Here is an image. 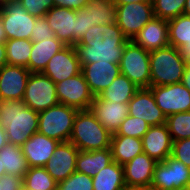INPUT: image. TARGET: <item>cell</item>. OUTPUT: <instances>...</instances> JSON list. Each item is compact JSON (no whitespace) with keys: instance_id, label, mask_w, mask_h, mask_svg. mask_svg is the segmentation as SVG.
Instances as JSON below:
<instances>
[{"instance_id":"cell-37","label":"cell","mask_w":190,"mask_h":190,"mask_svg":"<svg viewBox=\"0 0 190 190\" xmlns=\"http://www.w3.org/2000/svg\"><path fill=\"white\" fill-rule=\"evenodd\" d=\"M56 190H93L92 177L75 171L66 180L58 182Z\"/></svg>"},{"instance_id":"cell-16","label":"cell","mask_w":190,"mask_h":190,"mask_svg":"<svg viewBox=\"0 0 190 190\" xmlns=\"http://www.w3.org/2000/svg\"><path fill=\"white\" fill-rule=\"evenodd\" d=\"M30 74L26 67L4 65L0 69V100H22Z\"/></svg>"},{"instance_id":"cell-23","label":"cell","mask_w":190,"mask_h":190,"mask_svg":"<svg viewBox=\"0 0 190 190\" xmlns=\"http://www.w3.org/2000/svg\"><path fill=\"white\" fill-rule=\"evenodd\" d=\"M132 41L148 51L169 46L168 21L153 17Z\"/></svg>"},{"instance_id":"cell-27","label":"cell","mask_w":190,"mask_h":190,"mask_svg":"<svg viewBox=\"0 0 190 190\" xmlns=\"http://www.w3.org/2000/svg\"><path fill=\"white\" fill-rule=\"evenodd\" d=\"M93 190H126L123 165L113 161L92 178Z\"/></svg>"},{"instance_id":"cell-52","label":"cell","mask_w":190,"mask_h":190,"mask_svg":"<svg viewBox=\"0 0 190 190\" xmlns=\"http://www.w3.org/2000/svg\"><path fill=\"white\" fill-rule=\"evenodd\" d=\"M14 1H19V0H0V7L7 3L14 2Z\"/></svg>"},{"instance_id":"cell-6","label":"cell","mask_w":190,"mask_h":190,"mask_svg":"<svg viewBox=\"0 0 190 190\" xmlns=\"http://www.w3.org/2000/svg\"><path fill=\"white\" fill-rule=\"evenodd\" d=\"M150 51L136 45L132 40L124 48L120 72L138 88H150Z\"/></svg>"},{"instance_id":"cell-20","label":"cell","mask_w":190,"mask_h":190,"mask_svg":"<svg viewBox=\"0 0 190 190\" xmlns=\"http://www.w3.org/2000/svg\"><path fill=\"white\" fill-rule=\"evenodd\" d=\"M143 152L156 162H163L172 153V139L166 124L150 126L141 138Z\"/></svg>"},{"instance_id":"cell-11","label":"cell","mask_w":190,"mask_h":190,"mask_svg":"<svg viewBox=\"0 0 190 190\" xmlns=\"http://www.w3.org/2000/svg\"><path fill=\"white\" fill-rule=\"evenodd\" d=\"M56 89L59 103L78 110L89 109L95 97L91 93L82 72L56 83Z\"/></svg>"},{"instance_id":"cell-18","label":"cell","mask_w":190,"mask_h":190,"mask_svg":"<svg viewBox=\"0 0 190 190\" xmlns=\"http://www.w3.org/2000/svg\"><path fill=\"white\" fill-rule=\"evenodd\" d=\"M81 72L94 96H99L121 74L120 65L111 62L84 64Z\"/></svg>"},{"instance_id":"cell-5","label":"cell","mask_w":190,"mask_h":190,"mask_svg":"<svg viewBox=\"0 0 190 190\" xmlns=\"http://www.w3.org/2000/svg\"><path fill=\"white\" fill-rule=\"evenodd\" d=\"M79 110L58 103L46 110L38 112V133L58 142L70 140L74 119Z\"/></svg>"},{"instance_id":"cell-55","label":"cell","mask_w":190,"mask_h":190,"mask_svg":"<svg viewBox=\"0 0 190 190\" xmlns=\"http://www.w3.org/2000/svg\"><path fill=\"white\" fill-rule=\"evenodd\" d=\"M0 190H3V184L0 182Z\"/></svg>"},{"instance_id":"cell-8","label":"cell","mask_w":190,"mask_h":190,"mask_svg":"<svg viewBox=\"0 0 190 190\" xmlns=\"http://www.w3.org/2000/svg\"><path fill=\"white\" fill-rule=\"evenodd\" d=\"M22 100L26 106L37 112L57 105L56 84L43 73H31Z\"/></svg>"},{"instance_id":"cell-44","label":"cell","mask_w":190,"mask_h":190,"mask_svg":"<svg viewBox=\"0 0 190 190\" xmlns=\"http://www.w3.org/2000/svg\"><path fill=\"white\" fill-rule=\"evenodd\" d=\"M4 65H7L6 46L5 43H0V69Z\"/></svg>"},{"instance_id":"cell-9","label":"cell","mask_w":190,"mask_h":190,"mask_svg":"<svg viewBox=\"0 0 190 190\" xmlns=\"http://www.w3.org/2000/svg\"><path fill=\"white\" fill-rule=\"evenodd\" d=\"M153 17L152 2L116 5V24L130 41Z\"/></svg>"},{"instance_id":"cell-42","label":"cell","mask_w":190,"mask_h":190,"mask_svg":"<svg viewBox=\"0 0 190 190\" xmlns=\"http://www.w3.org/2000/svg\"><path fill=\"white\" fill-rule=\"evenodd\" d=\"M0 182L3 184V190H23L24 178L5 174L0 178Z\"/></svg>"},{"instance_id":"cell-33","label":"cell","mask_w":190,"mask_h":190,"mask_svg":"<svg viewBox=\"0 0 190 190\" xmlns=\"http://www.w3.org/2000/svg\"><path fill=\"white\" fill-rule=\"evenodd\" d=\"M24 186L32 190H56L57 182L44 167H29L24 176Z\"/></svg>"},{"instance_id":"cell-41","label":"cell","mask_w":190,"mask_h":190,"mask_svg":"<svg viewBox=\"0 0 190 190\" xmlns=\"http://www.w3.org/2000/svg\"><path fill=\"white\" fill-rule=\"evenodd\" d=\"M91 27L90 11L85 7L76 10V43L81 40Z\"/></svg>"},{"instance_id":"cell-35","label":"cell","mask_w":190,"mask_h":190,"mask_svg":"<svg viewBox=\"0 0 190 190\" xmlns=\"http://www.w3.org/2000/svg\"><path fill=\"white\" fill-rule=\"evenodd\" d=\"M186 0H153L154 17L170 20L184 14Z\"/></svg>"},{"instance_id":"cell-48","label":"cell","mask_w":190,"mask_h":190,"mask_svg":"<svg viewBox=\"0 0 190 190\" xmlns=\"http://www.w3.org/2000/svg\"><path fill=\"white\" fill-rule=\"evenodd\" d=\"M7 41V36L5 33V29L3 27V21L1 18V12H0V43H6Z\"/></svg>"},{"instance_id":"cell-10","label":"cell","mask_w":190,"mask_h":190,"mask_svg":"<svg viewBox=\"0 0 190 190\" xmlns=\"http://www.w3.org/2000/svg\"><path fill=\"white\" fill-rule=\"evenodd\" d=\"M3 27L9 39H29L36 17L30 15L19 1L7 3L0 7Z\"/></svg>"},{"instance_id":"cell-22","label":"cell","mask_w":190,"mask_h":190,"mask_svg":"<svg viewBox=\"0 0 190 190\" xmlns=\"http://www.w3.org/2000/svg\"><path fill=\"white\" fill-rule=\"evenodd\" d=\"M58 141L40 133H34L21 147L28 167H44L53 155Z\"/></svg>"},{"instance_id":"cell-40","label":"cell","mask_w":190,"mask_h":190,"mask_svg":"<svg viewBox=\"0 0 190 190\" xmlns=\"http://www.w3.org/2000/svg\"><path fill=\"white\" fill-rule=\"evenodd\" d=\"M171 157L190 168V138L173 141Z\"/></svg>"},{"instance_id":"cell-39","label":"cell","mask_w":190,"mask_h":190,"mask_svg":"<svg viewBox=\"0 0 190 190\" xmlns=\"http://www.w3.org/2000/svg\"><path fill=\"white\" fill-rule=\"evenodd\" d=\"M46 38H55V33L52 31L45 16L36 17L35 24L33 26L31 41L39 42L46 40Z\"/></svg>"},{"instance_id":"cell-50","label":"cell","mask_w":190,"mask_h":190,"mask_svg":"<svg viewBox=\"0 0 190 190\" xmlns=\"http://www.w3.org/2000/svg\"><path fill=\"white\" fill-rule=\"evenodd\" d=\"M184 15L190 16V0H186Z\"/></svg>"},{"instance_id":"cell-24","label":"cell","mask_w":190,"mask_h":190,"mask_svg":"<svg viewBox=\"0 0 190 190\" xmlns=\"http://www.w3.org/2000/svg\"><path fill=\"white\" fill-rule=\"evenodd\" d=\"M65 46L57 37L33 42L29 65L26 68L31 73H42L50 59Z\"/></svg>"},{"instance_id":"cell-54","label":"cell","mask_w":190,"mask_h":190,"mask_svg":"<svg viewBox=\"0 0 190 190\" xmlns=\"http://www.w3.org/2000/svg\"><path fill=\"white\" fill-rule=\"evenodd\" d=\"M186 67L190 69V57H184Z\"/></svg>"},{"instance_id":"cell-45","label":"cell","mask_w":190,"mask_h":190,"mask_svg":"<svg viewBox=\"0 0 190 190\" xmlns=\"http://www.w3.org/2000/svg\"><path fill=\"white\" fill-rule=\"evenodd\" d=\"M181 83L190 91V69L187 67L185 68Z\"/></svg>"},{"instance_id":"cell-53","label":"cell","mask_w":190,"mask_h":190,"mask_svg":"<svg viewBox=\"0 0 190 190\" xmlns=\"http://www.w3.org/2000/svg\"><path fill=\"white\" fill-rule=\"evenodd\" d=\"M6 174V171L4 168H2V162H1V159H0V178Z\"/></svg>"},{"instance_id":"cell-14","label":"cell","mask_w":190,"mask_h":190,"mask_svg":"<svg viewBox=\"0 0 190 190\" xmlns=\"http://www.w3.org/2000/svg\"><path fill=\"white\" fill-rule=\"evenodd\" d=\"M80 72L81 65L75 46H65L50 59L42 73L56 84Z\"/></svg>"},{"instance_id":"cell-31","label":"cell","mask_w":190,"mask_h":190,"mask_svg":"<svg viewBox=\"0 0 190 190\" xmlns=\"http://www.w3.org/2000/svg\"><path fill=\"white\" fill-rule=\"evenodd\" d=\"M84 7L90 11L91 26L116 24V5L112 0H89Z\"/></svg>"},{"instance_id":"cell-36","label":"cell","mask_w":190,"mask_h":190,"mask_svg":"<svg viewBox=\"0 0 190 190\" xmlns=\"http://www.w3.org/2000/svg\"><path fill=\"white\" fill-rule=\"evenodd\" d=\"M150 125L143 119L128 115L120 124L115 134L135 138H142L149 130Z\"/></svg>"},{"instance_id":"cell-49","label":"cell","mask_w":190,"mask_h":190,"mask_svg":"<svg viewBox=\"0 0 190 190\" xmlns=\"http://www.w3.org/2000/svg\"><path fill=\"white\" fill-rule=\"evenodd\" d=\"M126 190H157L152 186L147 187H132V188H126Z\"/></svg>"},{"instance_id":"cell-12","label":"cell","mask_w":190,"mask_h":190,"mask_svg":"<svg viewBox=\"0 0 190 190\" xmlns=\"http://www.w3.org/2000/svg\"><path fill=\"white\" fill-rule=\"evenodd\" d=\"M157 106L166 115L190 111V91L179 82L150 87Z\"/></svg>"},{"instance_id":"cell-2","label":"cell","mask_w":190,"mask_h":190,"mask_svg":"<svg viewBox=\"0 0 190 190\" xmlns=\"http://www.w3.org/2000/svg\"><path fill=\"white\" fill-rule=\"evenodd\" d=\"M39 114L23 100H0V126L8 143L22 146L38 131Z\"/></svg>"},{"instance_id":"cell-43","label":"cell","mask_w":190,"mask_h":190,"mask_svg":"<svg viewBox=\"0 0 190 190\" xmlns=\"http://www.w3.org/2000/svg\"><path fill=\"white\" fill-rule=\"evenodd\" d=\"M89 0H53L54 5L57 7H66L73 10L83 8Z\"/></svg>"},{"instance_id":"cell-46","label":"cell","mask_w":190,"mask_h":190,"mask_svg":"<svg viewBox=\"0 0 190 190\" xmlns=\"http://www.w3.org/2000/svg\"><path fill=\"white\" fill-rule=\"evenodd\" d=\"M152 1L153 0H112V2L115 5H125V4L133 3V2L140 3V2H152Z\"/></svg>"},{"instance_id":"cell-25","label":"cell","mask_w":190,"mask_h":190,"mask_svg":"<svg viewBox=\"0 0 190 190\" xmlns=\"http://www.w3.org/2000/svg\"><path fill=\"white\" fill-rule=\"evenodd\" d=\"M113 162L110 148L93 151H79L76 171L94 177L96 173Z\"/></svg>"},{"instance_id":"cell-13","label":"cell","mask_w":190,"mask_h":190,"mask_svg":"<svg viewBox=\"0 0 190 190\" xmlns=\"http://www.w3.org/2000/svg\"><path fill=\"white\" fill-rule=\"evenodd\" d=\"M78 154L79 150L70 141L59 142L44 168L57 183L66 180L76 171Z\"/></svg>"},{"instance_id":"cell-29","label":"cell","mask_w":190,"mask_h":190,"mask_svg":"<svg viewBox=\"0 0 190 190\" xmlns=\"http://www.w3.org/2000/svg\"><path fill=\"white\" fill-rule=\"evenodd\" d=\"M138 89L125 75L120 74L98 97L101 100L128 104Z\"/></svg>"},{"instance_id":"cell-1","label":"cell","mask_w":190,"mask_h":190,"mask_svg":"<svg viewBox=\"0 0 190 190\" xmlns=\"http://www.w3.org/2000/svg\"><path fill=\"white\" fill-rule=\"evenodd\" d=\"M129 41L117 24L94 25L74 46L81 66L95 62L120 64Z\"/></svg>"},{"instance_id":"cell-56","label":"cell","mask_w":190,"mask_h":190,"mask_svg":"<svg viewBox=\"0 0 190 190\" xmlns=\"http://www.w3.org/2000/svg\"><path fill=\"white\" fill-rule=\"evenodd\" d=\"M23 190H32V189H27L25 186L23 187Z\"/></svg>"},{"instance_id":"cell-3","label":"cell","mask_w":190,"mask_h":190,"mask_svg":"<svg viewBox=\"0 0 190 190\" xmlns=\"http://www.w3.org/2000/svg\"><path fill=\"white\" fill-rule=\"evenodd\" d=\"M112 134L89 110H79L75 116L70 142L79 151H93L110 148Z\"/></svg>"},{"instance_id":"cell-34","label":"cell","mask_w":190,"mask_h":190,"mask_svg":"<svg viewBox=\"0 0 190 190\" xmlns=\"http://www.w3.org/2000/svg\"><path fill=\"white\" fill-rule=\"evenodd\" d=\"M165 124L172 141L190 138V111L166 116Z\"/></svg>"},{"instance_id":"cell-38","label":"cell","mask_w":190,"mask_h":190,"mask_svg":"<svg viewBox=\"0 0 190 190\" xmlns=\"http://www.w3.org/2000/svg\"><path fill=\"white\" fill-rule=\"evenodd\" d=\"M21 6L35 17H43L46 13L54 7L53 0H19Z\"/></svg>"},{"instance_id":"cell-15","label":"cell","mask_w":190,"mask_h":190,"mask_svg":"<svg viewBox=\"0 0 190 190\" xmlns=\"http://www.w3.org/2000/svg\"><path fill=\"white\" fill-rule=\"evenodd\" d=\"M130 116L145 120L150 126L166 123V115L157 106L150 88H139L128 102Z\"/></svg>"},{"instance_id":"cell-28","label":"cell","mask_w":190,"mask_h":190,"mask_svg":"<svg viewBox=\"0 0 190 190\" xmlns=\"http://www.w3.org/2000/svg\"><path fill=\"white\" fill-rule=\"evenodd\" d=\"M0 159L6 174L24 178L29 167L21 146L7 143L0 150Z\"/></svg>"},{"instance_id":"cell-32","label":"cell","mask_w":190,"mask_h":190,"mask_svg":"<svg viewBox=\"0 0 190 190\" xmlns=\"http://www.w3.org/2000/svg\"><path fill=\"white\" fill-rule=\"evenodd\" d=\"M33 42L29 39H9L6 41V58L8 65L23 66L29 65Z\"/></svg>"},{"instance_id":"cell-26","label":"cell","mask_w":190,"mask_h":190,"mask_svg":"<svg viewBox=\"0 0 190 190\" xmlns=\"http://www.w3.org/2000/svg\"><path fill=\"white\" fill-rule=\"evenodd\" d=\"M110 150L113 161L124 165L135 156L143 153L142 140L131 136L112 135Z\"/></svg>"},{"instance_id":"cell-17","label":"cell","mask_w":190,"mask_h":190,"mask_svg":"<svg viewBox=\"0 0 190 190\" xmlns=\"http://www.w3.org/2000/svg\"><path fill=\"white\" fill-rule=\"evenodd\" d=\"M52 31L63 44H76V10L66 7H52L45 15Z\"/></svg>"},{"instance_id":"cell-4","label":"cell","mask_w":190,"mask_h":190,"mask_svg":"<svg viewBox=\"0 0 190 190\" xmlns=\"http://www.w3.org/2000/svg\"><path fill=\"white\" fill-rule=\"evenodd\" d=\"M150 87L179 83L186 68L181 50L167 46L150 51Z\"/></svg>"},{"instance_id":"cell-19","label":"cell","mask_w":190,"mask_h":190,"mask_svg":"<svg viewBox=\"0 0 190 190\" xmlns=\"http://www.w3.org/2000/svg\"><path fill=\"white\" fill-rule=\"evenodd\" d=\"M156 164L157 162L144 152L124 164L123 174L126 188L151 186Z\"/></svg>"},{"instance_id":"cell-7","label":"cell","mask_w":190,"mask_h":190,"mask_svg":"<svg viewBox=\"0 0 190 190\" xmlns=\"http://www.w3.org/2000/svg\"><path fill=\"white\" fill-rule=\"evenodd\" d=\"M151 186L157 190H190V168L169 156L157 162Z\"/></svg>"},{"instance_id":"cell-30","label":"cell","mask_w":190,"mask_h":190,"mask_svg":"<svg viewBox=\"0 0 190 190\" xmlns=\"http://www.w3.org/2000/svg\"><path fill=\"white\" fill-rule=\"evenodd\" d=\"M169 46L190 49V16L180 15L168 20Z\"/></svg>"},{"instance_id":"cell-21","label":"cell","mask_w":190,"mask_h":190,"mask_svg":"<svg viewBox=\"0 0 190 190\" xmlns=\"http://www.w3.org/2000/svg\"><path fill=\"white\" fill-rule=\"evenodd\" d=\"M89 110L111 134H115L122 121L129 115L128 104L101 100L95 96Z\"/></svg>"},{"instance_id":"cell-47","label":"cell","mask_w":190,"mask_h":190,"mask_svg":"<svg viewBox=\"0 0 190 190\" xmlns=\"http://www.w3.org/2000/svg\"><path fill=\"white\" fill-rule=\"evenodd\" d=\"M8 143L5 130L0 126V150Z\"/></svg>"},{"instance_id":"cell-51","label":"cell","mask_w":190,"mask_h":190,"mask_svg":"<svg viewBox=\"0 0 190 190\" xmlns=\"http://www.w3.org/2000/svg\"><path fill=\"white\" fill-rule=\"evenodd\" d=\"M181 52L184 57H190V49H181Z\"/></svg>"}]
</instances>
